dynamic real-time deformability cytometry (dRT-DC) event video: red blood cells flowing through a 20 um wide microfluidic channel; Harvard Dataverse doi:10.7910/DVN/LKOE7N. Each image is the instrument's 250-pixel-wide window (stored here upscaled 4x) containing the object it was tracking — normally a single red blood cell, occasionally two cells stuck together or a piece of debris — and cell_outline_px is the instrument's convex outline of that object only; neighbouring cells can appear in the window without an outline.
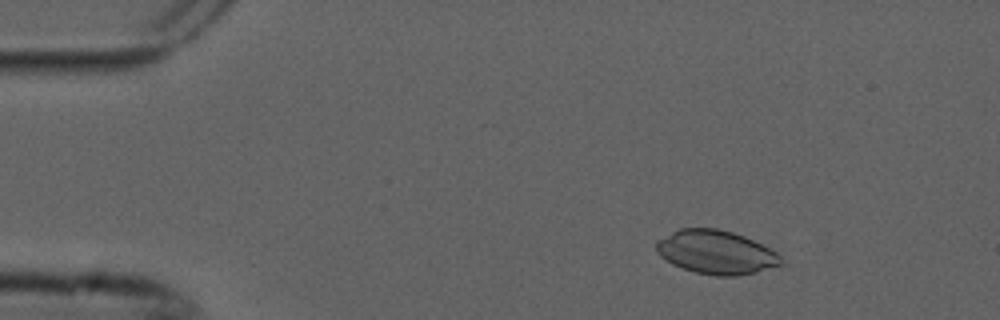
{"species": "common noctule bat (a hibernating species)", "species_latin": "Nyctalus noctula", "temperature_condition": "cold", "stored_images_in_passage": 3, "camera_frame_rate_fps": 3000, "um_per_image_px": 0.085, "animal": {"sex": "male", "forearm_length_mm": 52.5}, "frame": {"image": 1, "passage_image": 1, "time_ms": 0.0, "image_size_px": [1000, 320], "cell_outline_px": [[784, 264], [756, 272], [736, 276], [716, 276], [696, 272], [672, 264], [660, 256], [656, 252], [656, 240], [680, 228], [716, 228], [732, 232], [744, 236], [776, 252], [784, 260]], "centroid_in_image_um": [60.85, 21.44], "position_along_channel_um": 24.1, "area_um2": 31.67}}